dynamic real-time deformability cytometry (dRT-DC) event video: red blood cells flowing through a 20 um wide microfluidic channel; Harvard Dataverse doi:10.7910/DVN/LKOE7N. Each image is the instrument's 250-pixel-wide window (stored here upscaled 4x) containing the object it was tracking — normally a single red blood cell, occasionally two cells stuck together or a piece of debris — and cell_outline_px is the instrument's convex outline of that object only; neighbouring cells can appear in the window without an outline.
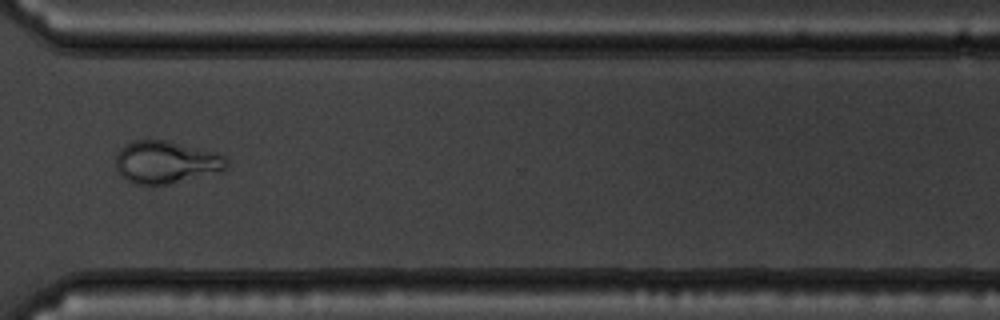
{"species": "common noctule bat (a hibernating species)", "species_latin": "Nyctalus noctula", "temperature_condition": "warm", "stored_images_in_passage": 54, "camera_frame_rate_fps": 3000, "um_per_image_px": 0.085, "animal": {"sex": "male", "body_mass_g": 19.5, "forearm_length_mm": 54.6}, "frame": {"image": 1, "passage_image": 41, "time_ms": 13.333, "image_size_px": [1000, 320], "cell_outline_px": [[228, 168], [224, 172], [168, 184], [136, 184], [128, 180], [116, 168], [116, 156], [120, 148], [136, 140], [168, 140], [220, 152], [228, 160]], "centroid_in_image_um": [14.22, 13.77], "position_along_channel_um": 356.4, "area_um2": 27.8}}
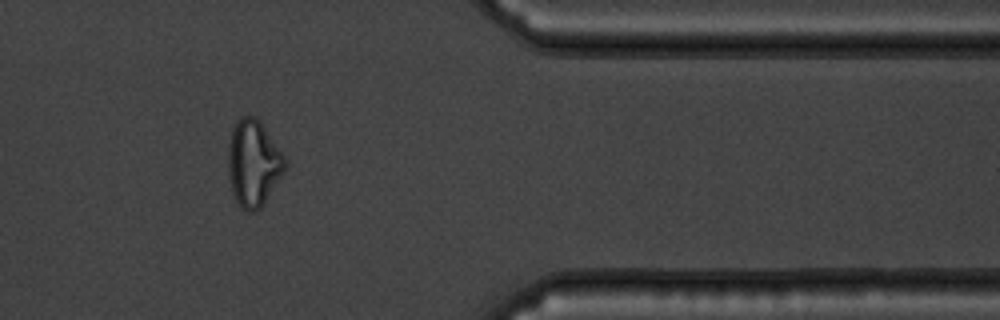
{"frame": {"image": 2, "passage_image": 45, "time_ms": 14.667, "image_size_px": [1000, 320], "cell_outline_px": [[288, 164], [284, 172], [260, 208], [256, 212], [248, 212], [236, 200], [232, 192], [228, 176], [228, 144], [232, 128], [236, 120], [240, 116], [256, 116], [260, 120], [284, 156]], "centroid_in_image_um": [21.52, 13.84], "position_along_channel_um": 389.9, "area_um2": 28.67}}
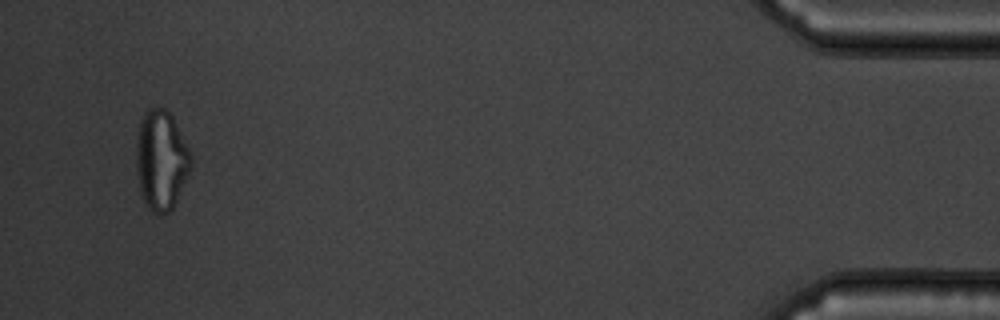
{"frame": {"image": 3, "passage_image": 52, "time_ms": 17.0, "image_size_px": [1000, 320], "cell_outline_px": [[192, 160], [188, 172], [176, 200], [172, 208], [168, 212], [160, 216], [152, 212], [148, 208], [140, 192], [136, 168], [136, 140], [140, 120], [144, 112], [148, 108], [164, 108], [172, 116], [192, 156]], "centroid_in_image_um": [13.66, 13.61], "position_along_channel_um": 421.5, "area_um2": 31.56}}